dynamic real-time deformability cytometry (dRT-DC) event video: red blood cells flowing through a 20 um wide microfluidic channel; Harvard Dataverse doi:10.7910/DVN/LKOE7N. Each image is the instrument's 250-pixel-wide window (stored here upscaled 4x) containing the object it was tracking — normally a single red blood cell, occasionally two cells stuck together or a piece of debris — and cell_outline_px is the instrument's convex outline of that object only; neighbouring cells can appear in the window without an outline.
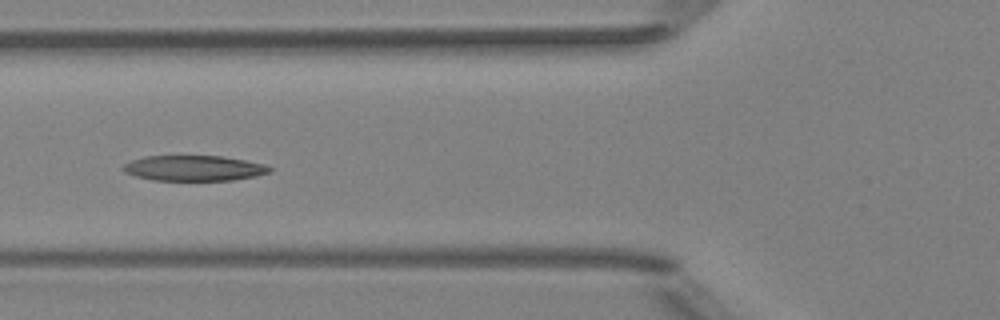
{"species": "Egyptian fruit bat (a non-hibernating species)", "species_latin": "Rousettus aegyptiacus", "temperature_condition": "room temperature", "stored_images_in_passage": 7, "camera_frame_rate_fps": 3000, "um_per_image_px": 0.085, "animal": {"sex": "female"}, "frame": {"image": 1, "passage_image": 4, "time_ms": 3.333, "image_size_px": [1000, 320], "cell_outline_px": [[272, 172], [256, 176], [232, 180], [152, 180], [136, 176], [124, 172], [120, 168], [124, 164], [132, 160], [144, 156], [224, 156], [264, 164], [272, 168]], "centroid_in_image_um": [16.48, 14.29], "position_along_channel_um": 109.3, "area_um2": 21.73}}
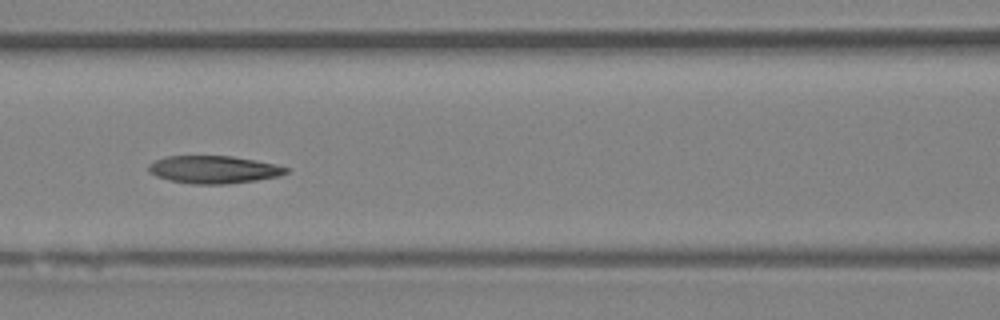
{"frame": {"image": 2, "passage_image": 5, "time_ms": 4.333, "image_size_px": [1000, 320], "cell_outline_px": [[288, 172], [280, 176], [256, 180], [224, 184], [192, 184], [168, 180], [156, 176], [148, 172], [148, 164], [164, 156], [232, 156], [276, 164], [288, 168]], "centroid_in_image_um": [18.14, 14.41], "position_along_channel_um": 148.5, "area_um2": 22.2}}
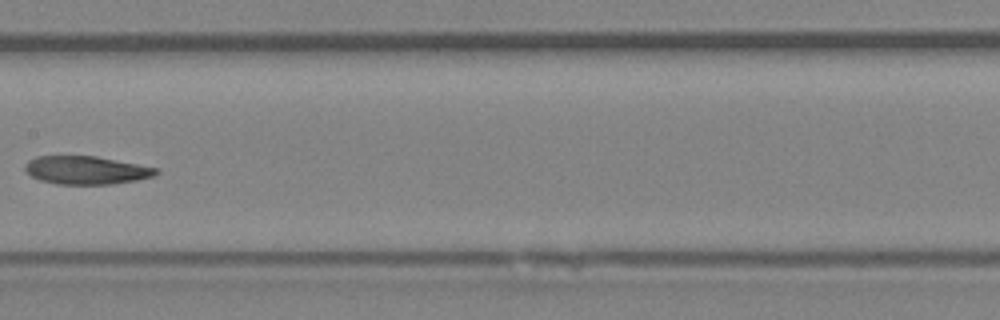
{"frame": {"image": 3, "passage_image": 6, "time_ms": 5.667, "image_size_px": [1000, 320], "cell_outline_px": [[160, 172], [156, 176], [136, 180], [112, 184], [56, 184], [40, 180], [32, 176], [24, 168], [24, 164], [28, 160], [36, 156], [96, 156], [156, 168]], "centroid_in_image_um": [7.32, 14.46], "position_along_channel_um": 200.1, "area_um2": 21.44}}